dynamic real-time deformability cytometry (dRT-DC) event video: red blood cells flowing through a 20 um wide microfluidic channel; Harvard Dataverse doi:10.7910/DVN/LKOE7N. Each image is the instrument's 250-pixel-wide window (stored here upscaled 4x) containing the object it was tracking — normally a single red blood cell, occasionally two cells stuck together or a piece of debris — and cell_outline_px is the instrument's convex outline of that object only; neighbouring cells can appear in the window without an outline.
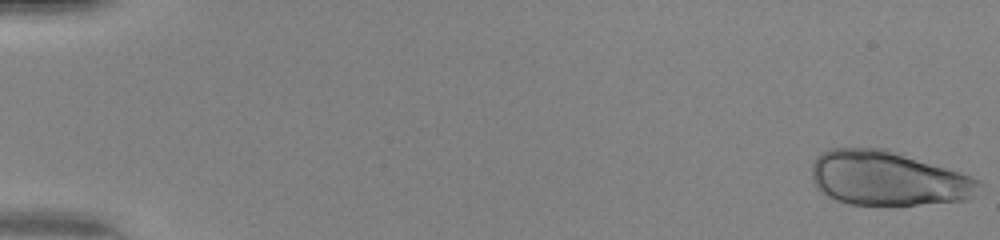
{"species": "human", "species_latin": "Homo sapiens", "temperature_condition": "warm", "stored_images_in_passage": 50, "camera_frame_rate_fps": 3000, "um_per_image_px": 0.085, "donor": {"sex": "female"}, "frame": {"image": 1, "passage_image": 1, "time_ms": 0.0, "image_size_px": [1000, 240], "cell_outline_px": [[984, 184], [968, 200], [896, 208], [848, 204], [836, 200], [828, 196], [816, 188], [812, 180], [812, 164], [816, 156], [832, 148], [888, 148], [960, 172]], "centroid_in_image_um": [75.47, 15.2], "position_along_channel_um": 9.5, "area_um2": 54.51}}
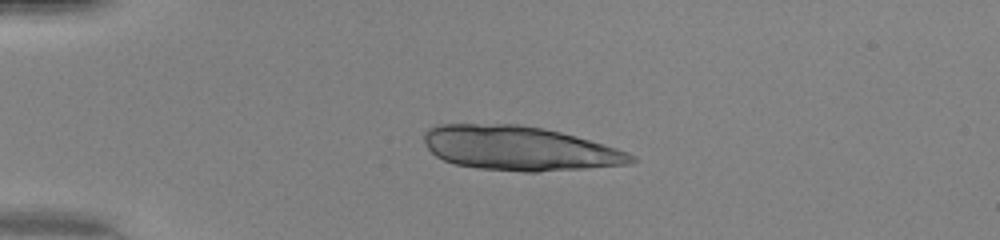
{"frame": {"image": 2, "passage_image": 13, "time_ms": 4.0, "image_size_px": [1000, 240], "cell_outline_px": [[640, 160], [628, 164], [540, 172], [524, 172], [476, 168], [456, 164], [444, 160], [436, 156], [424, 144], [424, 132], [428, 128], [436, 124], [520, 124], [544, 128], [576, 136], [604, 144], [628, 152], [636, 156]], "centroid_in_image_um": [44.14, 12.6], "position_along_channel_um": 40.9, "area_um2": 53.75}}